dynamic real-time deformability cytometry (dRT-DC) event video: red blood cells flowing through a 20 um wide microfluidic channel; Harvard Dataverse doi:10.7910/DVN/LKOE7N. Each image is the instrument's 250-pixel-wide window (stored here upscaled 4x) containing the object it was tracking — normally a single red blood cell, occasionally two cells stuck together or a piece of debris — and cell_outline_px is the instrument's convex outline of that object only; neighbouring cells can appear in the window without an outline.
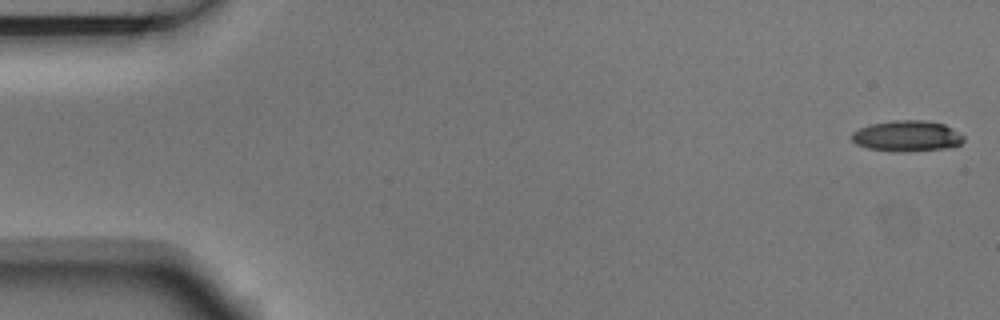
{"species": "Egyptian fruit bat (a non-hibernating species)", "species_latin": "Rousettus aegyptiacus", "temperature_condition": "room temperature", "stored_images_in_passage": 5, "camera_frame_rate_fps": 3000, "um_per_image_px": 0.085, "animal": {"sex": "male"}, "frame": {"image": 1, "passage_image": 1, "time_ms": 0.0, "image_size_px": [1000, 320], "cell_outline_px": [[964, 140], [956, 148], [900, 152], [892, 152], [868, 148], [856, 144], [852, 140], [852, 132], [868, 124], [892, 120], [924, 120], [944, 124], [964, 136]], "centroid_in_image_um": [77.1, 11.57], "position_along_channel_um": 7.9, "area_um2": 20.46}}
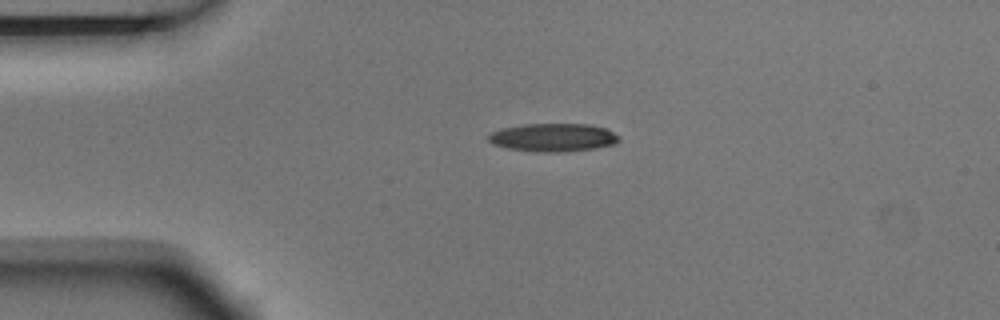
{"frame": {"image": 2, "passage_image": 4, "time_ms": 1.0, "image_size_px": [1000, 320], "cell_outline_px": [[620, 140], [616, 144], [596, 148], [564, 152], [536, 152], [508, 148], [492, 144], [484, 136], [500, 128], [524, 124], [588, 124], [604, 128], [620, 136]], "centroid_in_image_um": [46.99, 11.69], "position_along_channel_um": 38.0, "area_um2": 21.68}}